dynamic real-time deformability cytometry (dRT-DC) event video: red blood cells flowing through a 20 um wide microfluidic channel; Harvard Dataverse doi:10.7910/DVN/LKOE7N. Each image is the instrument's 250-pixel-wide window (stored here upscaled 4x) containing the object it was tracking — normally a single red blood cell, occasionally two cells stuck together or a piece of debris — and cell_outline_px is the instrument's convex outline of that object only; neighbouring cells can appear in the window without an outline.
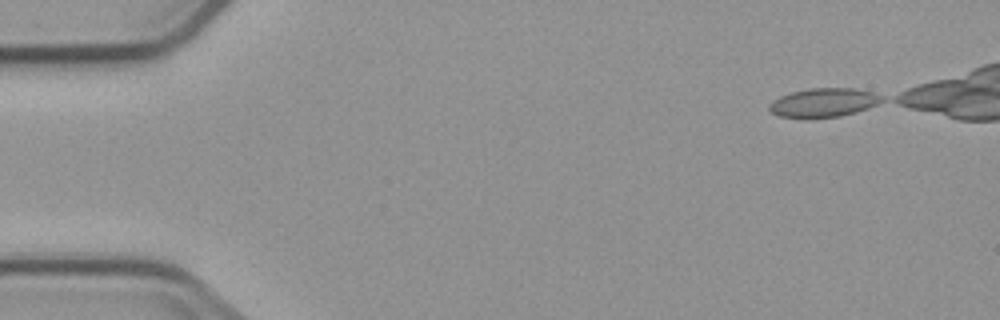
{"species": "common noctule bat (a hibernating species)", "species_latin": "Nyctalus noctula", "temperature_condition": "cold", "stored_images_in_passage": 6, "camera_frame_rate_fps": 3000, "um_per_image_px": 0.085, "animal": {"sex": "male", "body_mass_g": 23.1, "forearm_length_mm": 52.7}, "frame": {"image": 1, "passage_image": 6, "time_ms": 6.333, "image_size_px": [1000, 320], "cell_outline_px": [[884, 100], [868, 108], [856, 112], [840, 116], [808, 120], [780, 116], [772, 112], [768, 108], [768, 104], [780, 96], [792, 92], [808, 88], [856, 88], [872, 92], [884, 96]], "centroid_in_image_um": [70.0, 8.74], "position_along_channel_um": 15.0, "area_um2": 19.36}}